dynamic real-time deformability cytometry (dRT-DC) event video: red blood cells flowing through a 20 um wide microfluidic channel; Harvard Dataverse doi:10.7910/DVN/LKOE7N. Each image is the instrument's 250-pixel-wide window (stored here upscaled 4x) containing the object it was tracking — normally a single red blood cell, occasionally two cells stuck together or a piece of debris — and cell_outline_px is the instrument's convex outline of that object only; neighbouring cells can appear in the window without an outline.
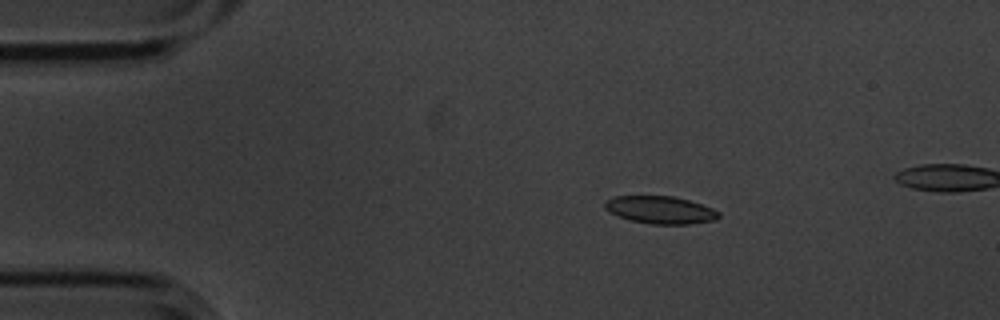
{"species": "common noctule bat (a hibernating species)", "species_latin": "Nyctalus noctula", "temperature_condition": "cold", "stored_images_in_passage": 5, "camera_frame_rate_fps": 3000, "um_per_image_px": 0.085, "animal": {"sex": "male", "body_mass_g": 20.1, "forearm_length_mm": 53.5}, "frame": {"image": 1, "passage_image": 2, "time_ms": 0.333, "image_size_px": [1000, 320], "cell_outline_px": [[720, 216], [716, 220], [688, 224], [652, 224], [628, 220], [604, 208], [604, 200], [616, 196], [672, 196], [688, 200], [712, 208], [720, 212]], "centroid_in_image_um": [56.13, 17.84], "position_along_channel_um": 28.9, "area_um2": 18.21}}
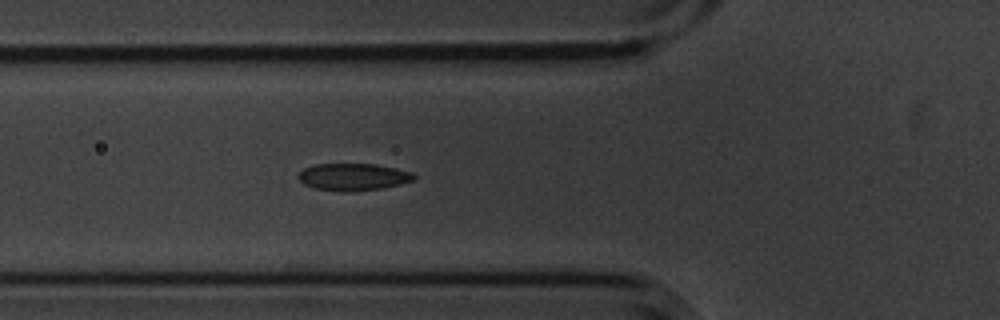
{"frame": {"image": 2, "passage_image": 5, "time_ms": 1.333, "image_size_px": [1000, 320], "cell_outline_px": [[416, 180], [400, 184], [380, 188], [348, 192], [340, 192], [312, 188], [304, 184], [296, 176], [304, 168], [312, 164], [376, 164], [396, 168], [412, 172], [416, 176]], "centroid_in_image_um": [30.0, 15.04], "position_along_channel_um": 95.8, "area_um2": 18.5}}